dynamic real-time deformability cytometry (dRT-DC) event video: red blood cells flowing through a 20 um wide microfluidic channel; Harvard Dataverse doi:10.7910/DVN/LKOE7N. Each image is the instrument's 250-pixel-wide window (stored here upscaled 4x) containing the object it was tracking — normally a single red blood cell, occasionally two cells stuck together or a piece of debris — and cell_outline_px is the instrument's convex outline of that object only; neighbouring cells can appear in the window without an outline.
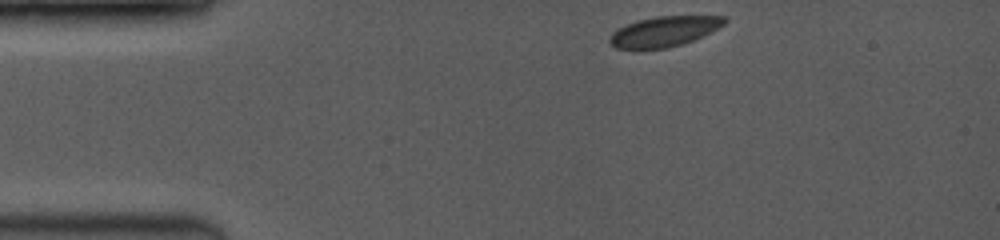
{"species": "common noctule bat (a hibernating species)", "species_latin": "Nyctalus noctula", "temperature_condition": "room temperature", "stored_images_in_passage": 7, "camera_frame_rate_fps": 3500, "um_per_image_px": 0.085, "animal": {"sex": "female", "body_mass_g": 19.0, "forearm_length_mm": 53.3}, "frame": {"image": 1, "passage_image": 1, "time_ms": 0.0, "image_size_px": [1000, 240], "cell_outline_px": [[728, 20], [724, 24], [692, 40], [668, 48], [636, 52], [616, 48], [608, 40], [612, 32], [628, 24], [640, 20], [660, 16], [724, 16]], "centroid_in_image_um": [56.37, 2.72], "position_along_channel_um": 28.6, "area_um2": 20.29}}
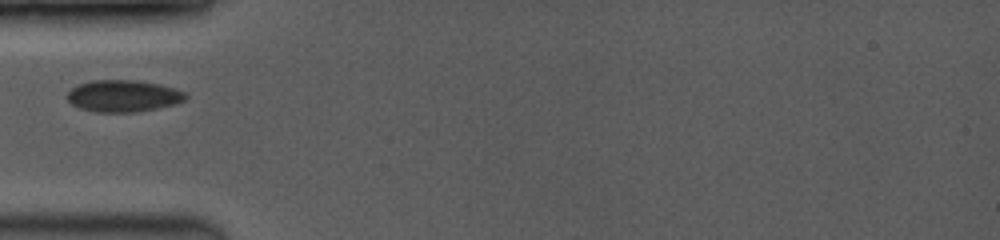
{"frame": {"image": 2, "passage_image": 6, "time_ms": 2.571, "image_size_px": [1000, 240], "cell_outline_px": [[188, 96], [184, 100], [176, 104], [136, 112], [96, 112], [80, 108], [72, 104], [68, 100], [68, 92], [76, 84], [92, 80], [132, 80], [160, 84], [184, 92]], "centroid_in_image_um": [10.46, 8.15], "position_along_channel_um": 74.5, "area_um2": 21.85}}